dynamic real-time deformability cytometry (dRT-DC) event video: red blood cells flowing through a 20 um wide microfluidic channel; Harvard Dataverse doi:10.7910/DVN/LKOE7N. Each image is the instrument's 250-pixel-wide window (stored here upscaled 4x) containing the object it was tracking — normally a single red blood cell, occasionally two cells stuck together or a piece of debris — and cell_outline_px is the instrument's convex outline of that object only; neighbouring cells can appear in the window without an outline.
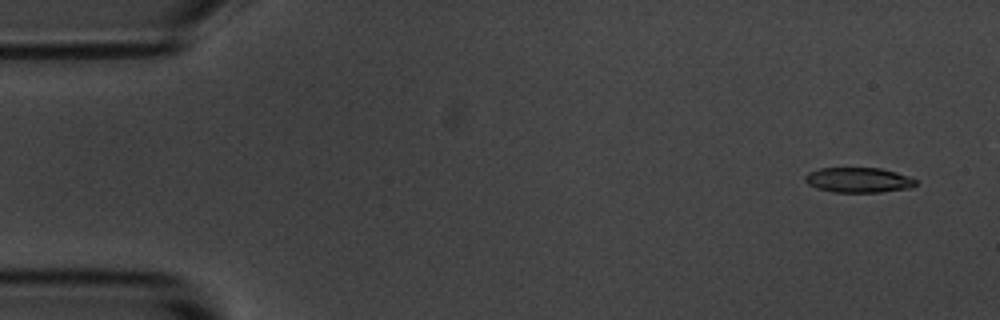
{"species": "common noctule bat (a hibernating species)", "species_latin": "Nyctalus noctula", "temperature_condition": "room temperature", "stored_images_in_passage": 4, "camera_frame_rate_fps": 3000, "um_per_image_px": 0.085, "animal": {"sex": "male", "body_mass_g": 20.1, "forearm_length_mm": 53.5}, "frame": {"image": 1, "passage_image": 1, "time_ms": 0.0, "image_size_px": [1000, 320], "cell_outline_px": [[916, 184], [912, 188], [880, 192], [832, 192], [816, 188], [808, 184], [804, 180], [804, 176], [808, 172], [820, 168], [880, 168], [896, 172], [908, 176], [916, 180]], "centroid_in_image_um": [72.95, 15.3], "position_along_channel_um": 12.1, "area_um2": 16.24}}
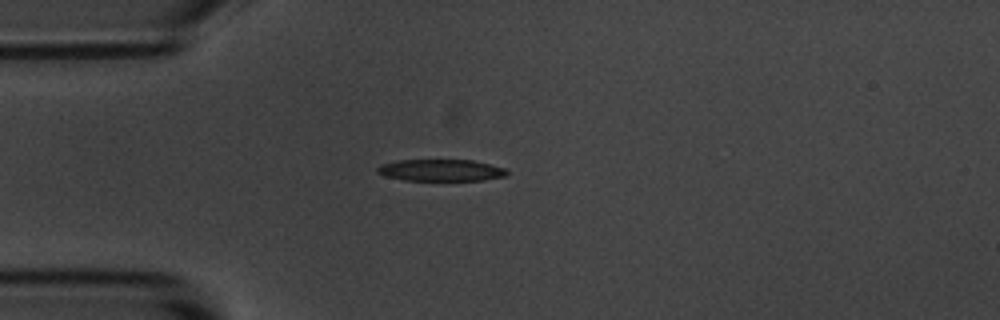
{"frame": {"image": 2, "passage_image": 4, "time_ms": 3.667, "image_size_px": [1000, 320], "cell_outline_px": [[508, 176], [484, 180], [404, 180], [384, 176], [376, 172], [376, 168], [380, 164], [400, 160], [472, 160], [504, 168], [508, 172]], "centroid_in_image_um": [37.45, 14.47], "position_along_channel_um": 47.5, "area_um2": 16.42}}